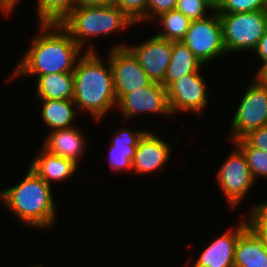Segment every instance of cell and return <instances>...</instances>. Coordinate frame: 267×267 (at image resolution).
Returning <instances> with one entry per match:
<instances>
[{"mask_svg": "<svg viewBox=\"0 0 267 267\" xmlns=\"http://www.w3.org/2000/svg\"><path fill=\"white\" fill-rule=\"evenodd\" d=\"M40 32L13 70L12 77L73 73L83 50L61 24L40 23Z\"/></svg>", "mask_w": 267, "mask_h": 267, "instance_id": "cell-1", "label": "cell"}, {"mask_svg": "<svg viewBox=\"0 0 267 267\" xmlns=\"http://www.w3.org/2000/svg\"><path fill=\"white\" fill-rule=\"evenodd\" d=\"M76 63L74 74V98L77 110L86 111L97 121L117 106L113 73L109 59L106 64L89 46Z\"/></svg>", "mask_w": 267, "mask_h": 267, "instance_id": "cell-2", "label": "cell"}, {"mask_svg": "<svg viewBox=\"0 0 267 267\" xmlns=\"http://www.w3.org/2000/svg\"><path fill=\"white\" fill-rule=\"evenodd\" d=\"M0 200L24 225L49 229L56 220V204L52 187L29 168L17 185L0 190Z\"/></svg>", "mask_w": 267, "mask_h": 267, "instance_id": "cell-3", "label": "cell"}, {"mask_svg": "<svg viewBox=\"0 0 267 267\" xmlns=\"http://www.w3.org/2000/svg\"><path fill=\"white\" fill-rule=\"evenodd\" d=\"M83 49L90 37L107 35L134 23L114 4L98 7H78L60 23Z\"/></svg>", "mask_w": 267, "mask_h": 267, "instance_id": "cell-4", "label": "cell"}, {"mask_svg": "<svg viewBox=\"0 0 267 267\" xmlns=\"http://www.w3.org/2000/svg\"><path fill=\"white\" fill-rule=\"evenodd\" d=\"M218 15L228 54L247 49L254 51L267 30V10Z\"/></svg>", "mask_w": 267, "mask_h": 267, "instance_id": "cell-5", "label": "cell"}, {"mask_svg": "<svg viewBox=\"0 0 267 267\" xmlns=\"http://www.w3.org/2000/svg\"><path fill=\"white\" fill-rule=\"evenodd\" d=\"M211 13L213 15L191 21L181 40L203 65L227 53L220 17L216 10Z\"/></svg>", "mask_w": 267, "mask_h": 267, "instance_id": "cell-6", "label": "cell"}, {"mask_svg": "<svg viewBox=\"0 0 267 267\" xmlns=\"http://www.w3.org/2000/svg\"><path fill=\"white\" fill-rule=\"evenodd\" d=\"M267 124V88L255 76L243 94L231 124L229 140Z\"/></svg>", "mask_w": 267, "mask_h": 267, "instance_id": "cell-7", "label": "cell"}, {"mask_svg": "<svg viewBox=\"0 0 267 267\" xmlns=\"http://www.w3.org/2000/svg\"><path fill=\"white\" fill-rule=\"evenodd\" d=\"M219 168L216 181L230 208L238 206L255 184L243 152L236 146Z\"/></svg>", "mask_w": 267, "mask_h": 267, "instance_id": "cell-8", "label": "cell"}, {"mask_svg": "<svg viewBox=\"0 0 267 267\" xmlns=\"http://www.w3.org/2000/svg\"><path fill=\"white\" fill-rule=\"evenodd\" d=\"M126 45L125 43L115 44L108 55L117 99L122 94L143 88L152 82Z\"/></svg>", "mask_w": 267, "mask_h": 267, "instance_id": "cell-9", "label": "cell"}, {"mask_svg": "<svg viewBox=\"0 0 267 267\" xmlns=\"http://www.w3.org/2000/svg\"><path fill=\"white\" fill-rule=\"evenodd\" d=\"M166 90L172 115L176 112H192L201 117L202 110L208 104V93L200 70L177 79Z\"/></svg>", "mask_w": 267, "mask_h": 267, "instance_id": "cell-10", "label": "cell"}, {"mask_svg": "<svg viewBox=\"0 0 267 267\" xmlns=\"http://www.w3.org/2000/svg\"><path fill=\"white\" fill-rule=\"evenodd\" d=\"M117 105L124 118L130 119L135 114L155 113L171 115L168 104L167 90L161 83L151 82L149 85L134 90L127 94H122L117 99Z\"/></svg>", "mask_w": 267, "mask_h": 267, "instance_id": "cell-11", "label": "cell"}, {"mask_svg": "<svg viewBox=\"0 0 267 267\" xmlns=\"http://www.w3.org/2000/svg\"><path fill=\"white\" fill-rule=\"evenodd\" d=\"M126 48L153 82L163 81L172 57V41L154 35L146 42L134 46L126 45Z\"/></svg>", "mask_w": 267, "mask_h": 267, "instance_id": "cell-12", "label": "cell"}, {"mask_svg": "<svg viewBox=\"0 0 267 267\" xmlns=\"http://www.w3.org/2000/svg\"><path fill=\"white\" fill-rule=\"evenodd\" d=\"M168 142L146 131L139 139L132 160V171L147 174L160 170L171 156Z\"/></svg>", "mask_w": 267, "mask_h": 267, "instance_id": "cell-13", "label": "cell"}, {"mask_svg": "<svg viewBox=\"0 0 267 267\" xmlns=\"http://www.w3.org/2000/svg\"><path fill=\"white\" fill-rule=\"evenodd\" d=\"M247 227V221H239L234 231L227 230L211 242L192 267H234L235 245Z\"/></svg>", "mask_w": 267, "mask_h": 267, "instance_id": "cell-14", "label": "cell"}, {"mask_svg": "<svg viewBox=\"0 0 267 267\" xmlns=\"http://www.w3.org/2000/svg\"><path fill=\"white\" fill-rule=\"evenodd\" d=\"M75 127L51 131L41 147L47 152L64 157L78 165L85 146V136ZM84 149V150H83Z\"/></svg>", "mask_w": 267, "mask_h": 267, "instance_id": "cell-15", "label": "cell"}, {"mask_svg": "<svg viewBox=\"0 0 267 267\" xmlns=\"http://www.w3.org/2000/svg\"><path fill=\"white\" fill-rule=\"evenodd\" d=\"M146 131L121 129L112 137L109 146L108 162L113 171L132 169V160L139 139Z\"/></svg>", "mask_w": 267, "mask_h": 267, "instance_id": "cell-16", "label": "cell"}, {"mask_svg": "<svg viewBox=\"0 0 267 267\" xmlns=\"http://www.w3.org/2000/svg\"><path fill=\"white\" fill-rule=\"evenodd\" d=\"M35 156L30 168L50 186L51 181L59 182L71 177L78 167L73 161L53 155L43 148Z\"/></svg>", "mask_w": 267, "mask_h": 267, "instance_id": "cell-17", "label": "cell"}, {"mask_svg": "<svg viewBox=\"0 0 267 267\" xmlns=\"http://www.w3.org/2000/svg\"><path fill=\"white\" fill-rule=\"evenodd\" d=\"M234 267H267V248L249 227L236 242Z\"/></svg>", "mask_w": 267, "mask_h": 267, "instance_id": "cell-18", "label": "cell"}, {"mask_svg": "<svg viewBox=\"0 0 267 267\" xmlns=\"http://www.w3.org/2000/svg\"><path fill=\"white\" fill-rule=\"evenodd\" d=\"M201 66L203 64L182 41H174L172 42V57L161 85L167 88L177 79L197 72Z\"/></svg>", "mask_w": 267, "mask_h": 267, "instance_id": "cell-19", "label": "cell"}, {"mask_svg": "<svg viewBox=\"0 0 267 267\" xmlns=\"http://www.w3.org/2000/svg\"><path fill=\"white\" fill-rule=\"evenodd\" d=\"M34 76H37V98L57 100H72L74 98L73 73H55Z\"/></svg>", "mask_w": 267, "mask_h": 267, "instance_id": "cell-20", "label": "cell"}, {"mask_svg": "<svg viewBox=\"0 0 267 267\" xmlns=\"http://www.w3.org/2000/svg\"><path fill=\"white\" fill-rule=\"evenodd\" d=\"M42 102L41 117L52 131L74 127L76 104L72 100L40 99Z\"/></svg>", "mask_w": 267, "mask_h": 267, "instance_id": "cell-21", "label": "cell"}, {"mask_svg": "<svg viewBox=\"0 0 267 267\" xmlns=\"http://www.w3.org/2000/svg\"><path fill=\"white\" fill-rule=\"evenodd\" d=\"M156 18L162 23L165 31L155 35L172 42L181 41L184 38L191 22L189 18L176 9L162 13Z\"/></svg>", "mask_w": 267, "mask_h": 267, "instance_id": "cell-22", "label": "cell"}, {"mask_svg": "<svg viewBox=\"0 0 267 267\" xmlns=\"http://www.w3.org/2000/svg\"><path fill=\"white\" fill-rule=\"evenodd\" d=\"M73 9L74 0H37L38 24H60Z\"/></svg>", "mask_w": 267, "mask_h": 267, "instance_id": "cell-23", "label": "cell"}, {"mask_svg": "<svg viewBox=\"0 0 267 267\" xmlns=\"http://www.w3.org/2000/svg\"><path fill=\"white\" fill-rule=\"evenodd\" d=\"M232 142L243 152L254 181L267 178V151L251 147L243 138Z\"/></svg>", "mask_w": 267, "mask_h": 267, "instance_id": "cell-24", "label": "cell"}, {"mask_svg": "<svg viewBox=\"0 0 267 267\" xmlns=\"http://www.w3.org/2000/svg\"><path fill=\"white\" fill-rule=\"evenodd\" d=\"M218 14L267 10V0H215Z\"/></svg>", "mask_w": 267, "mask_h": 267, "instance_id": "cell-25", "label": "cell"}, {"mask_svg": "<svg viewBox=\"0 0 267 267\" xmlns=\"http://www.w3.org/2000/svg\"><path fill=\"white\" fill-rule=\"evenodd\" d=\"M176 10L191 21L203 19L209 15L206 12L216 10L215 0H177Z\"/></svg>", "mask_w": 267, "mask_h": 267, "instance_id": "cell-26", "label": "cell"}, {"mask_svg": "<svg viewBox=\"0 0 267 267\" xmlns=\"http://www.w3.org/2000/svg\"><path fill=\"white\" fill-rule=\"evenodd\" d=\"M113 4L123 11L134 24L148 21V0H113Z\"/></svg>", "mask_w": 267, "mask_h": 267, "instance_id": "cell-27", "label": "cell"}, {"mask_svg": "<svg viewBox=\"0 0 267 267\" xmlns=\"http://www.w3.org/2000/svg\"><path fill=\"white\" fill-rule=\"evenodd\" d=\"M251 147L267 151V124L249 131L242 137Z\"/></svg>", "mask_w": 267, "mask_h": 267, "instance_id": "cell-28", "label": "cell"}, {"mask_svg": "<svg viewBox=\"0 0 267 267\" xmlns=\"http://www.w3.org/2000/svg\"><path fill=\"white\" fill-rule=\"evenodd\" d=\"M177 0H148V20L156 19L159 15L174 10Z\"/></svg>", "mask_w": 267, "mask_h": 267, "instance_id": "cell-29", "label": "cell"}, {"mask_svg": "<svg viewBox=\"0 0 267 267\" xmlns=\"http://www.w3.org/2000/svg\"><path fill=\"white\" fill-rule=\"evenodd\" d=\"M248 215V227L263 241L267 248V224L251 209Z\"/></svg>", "mask_w": 267, "mask_h": 267, "instance_id": "cell-30", "label": "cell"}, {"mask_svg": "<svg viewBox=\"0 0 267 267\" xmlns=\"http://www.w3.org/2000/svg\"><path fill=\"white\" fill-rule=\"evenodd\" d=\"M257 53L259 59L262 61L261 67L258 69L256 76L267 67V30L264 33L263 37L259 40L257 47L254 50Z\"/></svg>", "mask_w": 267, "mask_h": 267, "instance_id": "cell-31", "label": "cell"}, {"mask_svg": "<svg viewBox=\"0 0 267 267\" xmlns=\"http://www.w3.org/2000/svg\"><path fill=\"white\" fill-rule=\"evenodd\" d=\"M112 4L113 0H74V9L78 7H98Z\"/></svg>", "mask_w": 267, "mask_h": 267, "instance_id": "cell-32", "label": "cell"}, {"mask_svg": "<svg viewBox=\"0 0 267 267\" xmlns=\"http://www.w3.org/2000/svg\"><path fill=\"white\" fill-rule=\"evenodd\" d=\"M251 209L267 224V200L252 206Z\"/></svg>", "mask_w": 267, "mask_h": 267, "instance_id": "cell-33", "label": "cell"}, {"mask_svg": "<svg viewBox=\"0 0 267 267\" xmlns=\"http://www.w3.org/2000/svg\"><path fill=\"white\" fill-rule=\"evenodd\" d=\"M20 0H0V10L3 14H9L15 9Z\"/></svg>", "mask_w": 267, "mask_h": 267, "instance_id": "cell-34", "label": "cell"}, {"mask_svg": "<svg viewBox=\"0 0 267 267\" xmlns=\"http://www.w3.org/2000/svg\"><path fill=\"white\" fill-rule=\"evenodd\" d=\"M258 80H260L263 85L267 88V67L264 68L257 76H255Z\"/></svg>", "mask_w": 267, "mask_h": 267, "instance_id": "cell-35", "label": "cell"}]
</instances>
